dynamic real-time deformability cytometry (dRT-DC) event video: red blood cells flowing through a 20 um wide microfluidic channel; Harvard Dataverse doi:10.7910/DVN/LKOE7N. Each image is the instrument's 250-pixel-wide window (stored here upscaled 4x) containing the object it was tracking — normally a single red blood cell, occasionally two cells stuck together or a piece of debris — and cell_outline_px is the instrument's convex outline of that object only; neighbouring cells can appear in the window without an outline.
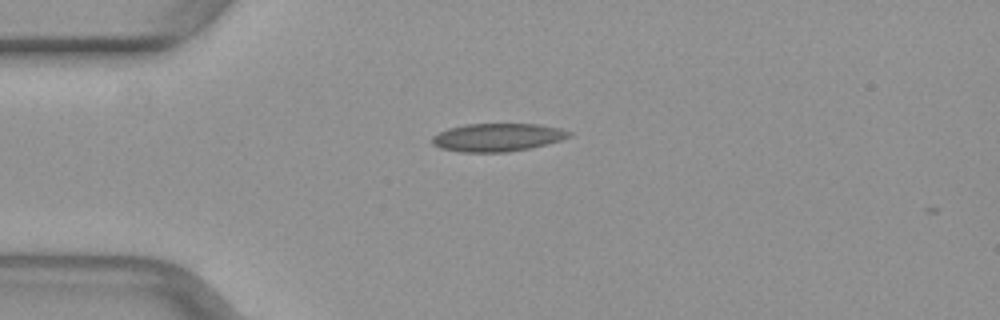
{"species": "common noctule bat (a hibernating species)", "species_latin": "Nyctalus noctula", "temperature_condition": "warm", "stored_images_in_passage": 2, "camera_frame_rate_fps": 3000, "um_per_image_px": 0.085, "animal": {"sex": "female", "body_mass_g": 29.2, "forearm_length_mm": 56.3}, "frame": {"image": 1, "passage_image": 1, "time_ms": 0.0, "image_size_px": [1000, 320], "cell_outline_px": [[572, 136], [560, 140], [532, 148], [508, 152], [460, 152], [440, 148], [432, 144], [432, 136], [448, 128], [468, 124], [536, 124], [560, 128], [572, 132]], "centroid_in_image_um": [42.29, 11.68], "position_along_channel_um": 42.7, "area_um2": 22.43}}